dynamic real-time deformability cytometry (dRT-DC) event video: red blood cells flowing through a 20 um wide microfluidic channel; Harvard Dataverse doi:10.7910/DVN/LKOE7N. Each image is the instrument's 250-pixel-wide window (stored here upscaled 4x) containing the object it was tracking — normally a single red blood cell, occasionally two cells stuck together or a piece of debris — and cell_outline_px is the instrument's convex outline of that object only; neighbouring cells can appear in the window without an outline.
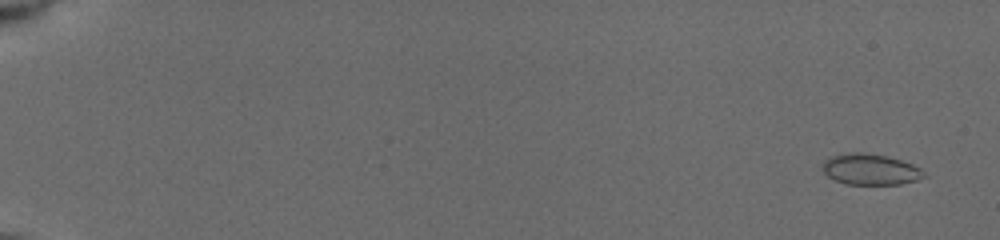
{"species": "common noctule bat (a hibernating species)", "species_latin": "Nyctalus noctula", "temperature_condition": "cold", "stored_images_in_passage": 31, "camera_frame_rate_fps": 3000, "um_per_image_px": 0.085, "animal": {"sex": "female", "body_mass_g": 19.5, "forearm_length_mm": 54.1}, "frame": {"image": 1, "passage_image": 2, "time_ms": 0.667, "image_size_px": [1000, 240], "cell_outline_px": [[928, 176], [916, 180], [900, 184], [844, 184], [828, 176], [824, 172], [824, 160], [832, 156], [848, 152], [860, 152], [884, 156], [900, 160], [912, 164], [920, 168]], "centroid_in_image_um": [74.0, 14.4], "position_along_channel_um": 11.0, "area_um2": 18.09}}
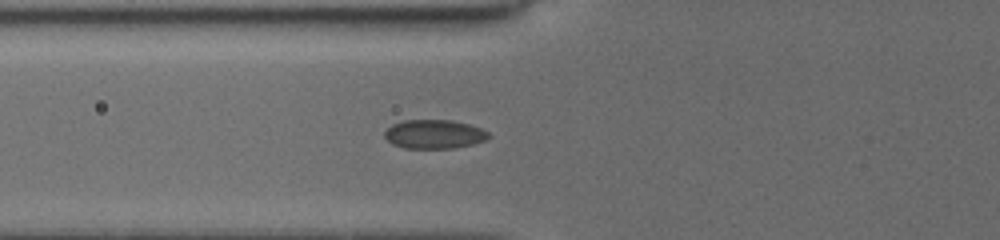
{"frame": {"image": 2, "passage_image": 18, "time_ms": 7.333, "image_size_px": [1000, 240], "cell_outline_px": [[488, 140], [472, 144], [452, 148], [404, 148], [392, 144], [384, 136], [384, 132], [392, 124], [404, 120], [448, 120], [468, 124], [480, 128], [488, 132]], "centroid_in_image_um": [36.88, 11.41], "position_along_channel_um": 88.9, "area_um2": 17.4}}
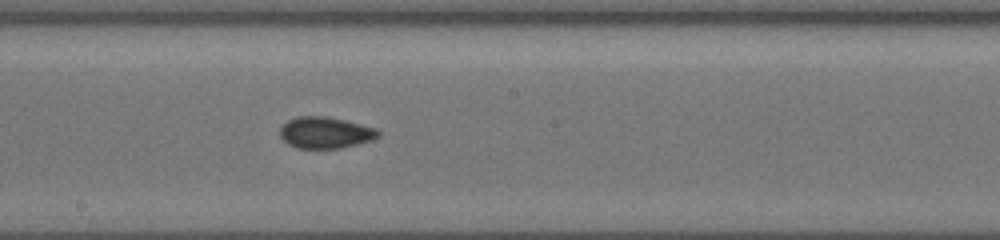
{"frame": {"image": 3, "passage_image": 31, "time_ms": 10.667, "image_size_px": [1000, 240], "cell_outline_px": [[380, 136], [372, 140], [340, 148], [296, 148], [288, 144], [280, 136], [280, 128], [288, 120], [296, 116], [324, 116], [344, 120], [376, 128], [380, 132]], "centroid_in_image_um": [27.64, 11.27], "position_along_channel_um": 220.6, "area_um2": 17.92}}